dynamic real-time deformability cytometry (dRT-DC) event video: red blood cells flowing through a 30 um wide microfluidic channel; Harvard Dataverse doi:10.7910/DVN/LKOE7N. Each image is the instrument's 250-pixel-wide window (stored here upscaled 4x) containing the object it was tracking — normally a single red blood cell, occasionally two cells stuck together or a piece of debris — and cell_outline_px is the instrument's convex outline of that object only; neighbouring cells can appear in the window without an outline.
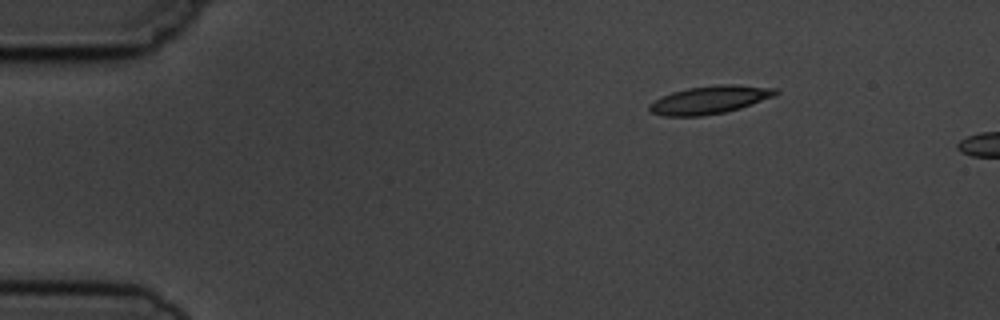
{"species": "common noctule bat (a hibernating species)", "species_latin": "Nyctalus noctula", "temperature_condition": "cold", "stored_images_in_passage": 3, "camera_frame_rate_fps": 3000, "um_per_image_px": 0.085, "animal": {"sex": "male", "body_mass_g": 19.5, "forearm_length_mm": 54.6}, "frame": {"image": 1, "passage_image": 1, "time_ms": 0.0, "image_size_px": [1000, 320], "cell_outline_px": [[780, 92], [772, 96], [740, 108], [724, 112], [700, 116], [664, 116], [652, 112], [648, 108], [648, 104], [672, 92], [688, 88], [716, 84], [732, 84], [776, 88]], "centroid_in_image_um": [60.31, 8.48], "position_along_channel_um": 24.7, "area_um2": 20.29}}